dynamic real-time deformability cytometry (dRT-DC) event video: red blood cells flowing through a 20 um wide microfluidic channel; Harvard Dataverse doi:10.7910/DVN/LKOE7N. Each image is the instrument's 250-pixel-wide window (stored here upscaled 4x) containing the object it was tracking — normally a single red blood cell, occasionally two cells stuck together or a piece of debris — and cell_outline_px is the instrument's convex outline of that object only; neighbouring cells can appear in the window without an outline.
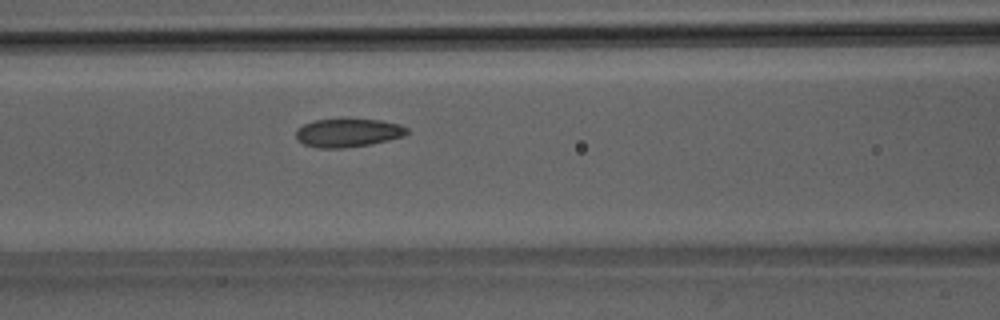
{"species": "Egyptian fruit bat (a non-hibernating species)", "species_latin": "Rousettus aegyptiacus", "temperature_condition": "room temperature", "stored_images_in_passage": 31, "camera_frame_rate_fps": 3000, "um_per_image_px": 0.085, "animal": {"sex": "male"}, "frame": {"image": 1, "passage_image": 7, "time_ms": 2.0, "image_size_px": [1000, 320], "cell_outline_px": [[408, 132], [404, 136], [372, 144], [344, 148], [316, 148], [304, 144], [296, 140], [296, 128], [304, 124], [316, 120], [344, 116], [380, 120], [400, 124], [408, 128]], "centroid_in_image_um": [29.56, 11.25], "position_along_channel_um": 137.0, "area_um2": 19.25}}
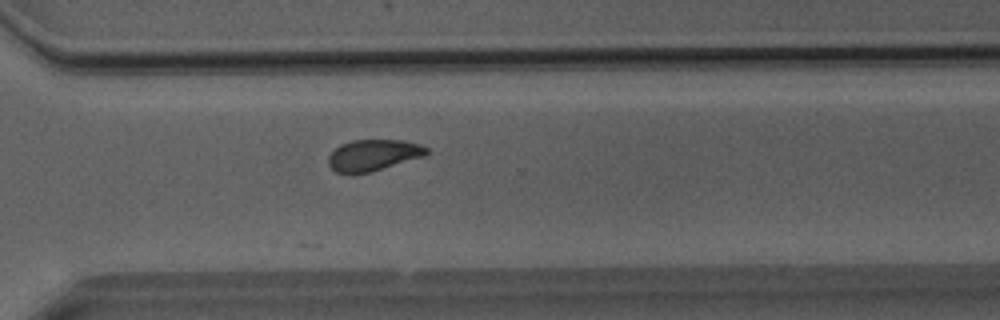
{"frame": {"image": 2, "passage_image": 22, "time_ms": 7.0, "image_size_px": [1000, 320], "cell_outline_px": [[428, 152], [424, 156], [372, 172], [352, 176], [336, 172], [328, 164], [328, 156], [340, 144], [352, 140], [404, 140], [420, 144], [428, 148]], "centroid_in_image_um": [31.7, 13.21], "position_along_channel_um": 338.9, "area_um2": 18.26}}
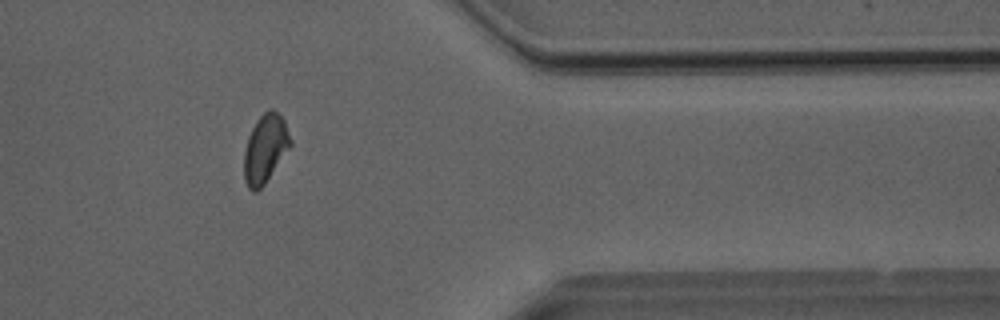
{"frame": {"image": 3, "passage_image": 27, "time_ms": 8.667, "image_size_px": [1000, 320], "cell_outline_px": [[292, 144], [264, 184], [256, 192], [252, 192], [248, 188], [244, 180], [244, 152], [248, 136], [256, 120], [268, 108], [272, 108], [284, 120], [292, 140]], "centroid_in_image_um": [22.53, 12.63], "position_along_channel_um": 388.9, "area_um2": 18.44}, "authors_computed_cell_mechanics": {"area_um2": 18.3226, "velocity_mm_per_s": 4.0459, "shape_relaxation_time_tau1_ms": 6.3352, "shape_relaxation_time_tau2_ms": 2.0308, "deformation_change_tau1": 0.1186, "deformation_change_tau2": 0.0751}}